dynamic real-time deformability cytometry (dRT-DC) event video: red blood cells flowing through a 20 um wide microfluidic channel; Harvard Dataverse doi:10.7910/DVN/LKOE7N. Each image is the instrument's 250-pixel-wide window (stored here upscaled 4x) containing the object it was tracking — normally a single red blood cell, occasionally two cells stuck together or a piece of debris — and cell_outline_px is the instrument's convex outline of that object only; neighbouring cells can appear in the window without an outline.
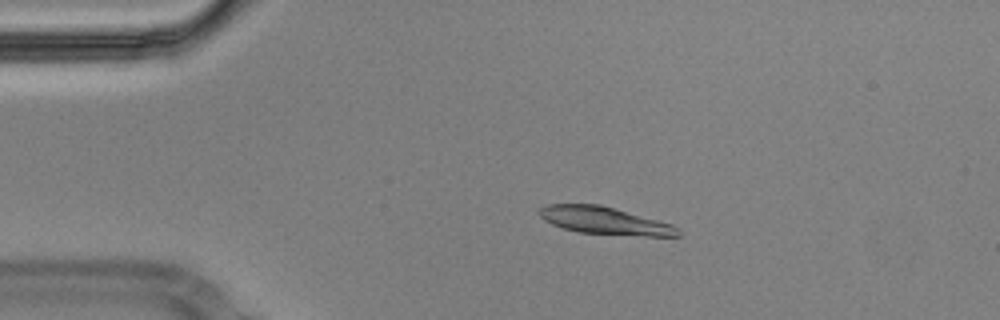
{"species": "Egyptian fruit bat (a non-hibernating species)", "species_latin": "Rousettus aegyptiacus", "temperature_condition": "cold", "stored_images_in_passage": 56, "camera_frame_rate_fps": 3000, "um_per_image_px": 0.085, "animal": {"sex": "male"}, "frame": {"image": 1, "passage_image": 11, "time_ms": 3.333, "image_size_px": [1000, 320], "cell_outline_px": [[680, 236], [644, 236], [580, 232], [564, 228], [552, 224], [544, 220], [536, 212], [540, 208], [548, 204], [600, 204], [672, 224], [680, 228]], "centroid_in_image_um": [51.4, 18.75], "position_along_channel_um": 33.6, "area_um2": 22.08}}
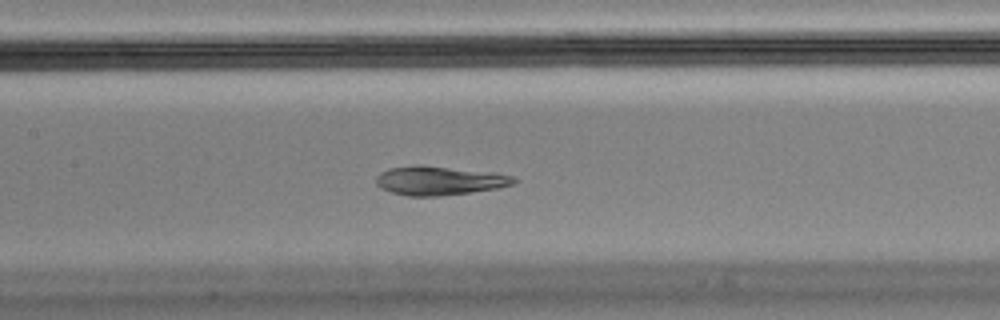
{"frame": {"image": 2, "passage_image": 26, "time_ms": 8.333, "image_size_px": [1000, 320], "cell_outline_px": [[516, 184], [496, 188], [440, 196], [408, 196], [392, 192], [380, 188], [376, 184], [376, 176], [380, 172], [388, 168], [416, 164], [420, 164], [492, 172], [516, 176]], "centroid_in_image_um": [37.32, 15.33], "position_along_channel_um": 170.1, "area_um2": 23.41}}
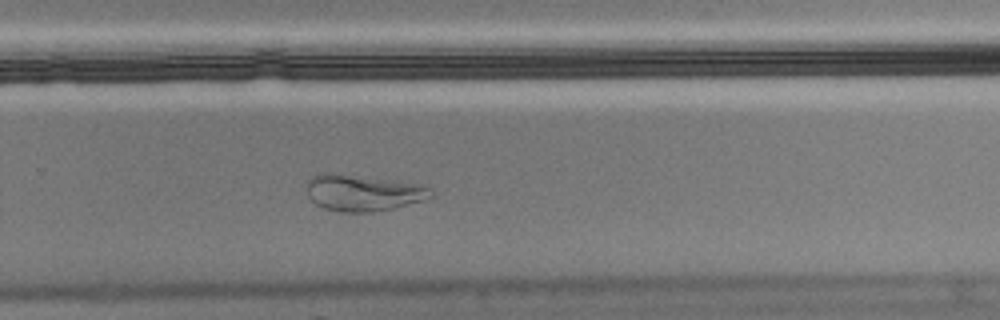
{"frame": {"image": 3, "passage_image": 37, "time_ms": 12.0, "image_size_px": [1000, 320], "cell_outline_px": [[432, 196], [424, 200], [392, 208], [372, 212], [340, 212], [324, 208], [316, 204], [308, 196], [308, 180], [312, 176], [320, 172], [328, 172], [396, 180], [428, 184], [432, 188]], "centroid_in_image_um": [30.9, 16.37], "position_along_channel_um": 298.9, "area_um2": 26.65}}